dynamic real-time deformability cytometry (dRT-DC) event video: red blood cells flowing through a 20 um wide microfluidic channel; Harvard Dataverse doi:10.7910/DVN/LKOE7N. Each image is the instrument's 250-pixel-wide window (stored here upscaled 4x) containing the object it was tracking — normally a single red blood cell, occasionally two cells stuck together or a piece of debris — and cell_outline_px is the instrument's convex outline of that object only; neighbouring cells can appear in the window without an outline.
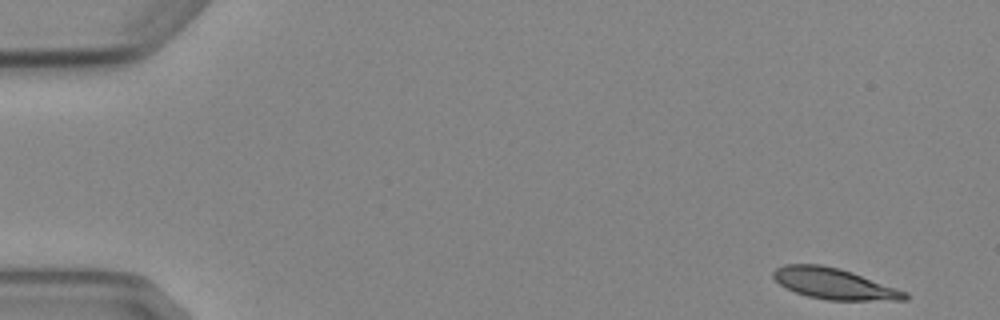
{"species": "Egyptian fruit bat (a non-hibernating species)", "species_latin": "Rousettus aegyptiacus", "temperature_condition": "cold", "stored_images_in_passage": 6, "camera_frame_rate_fps": 3000, "um_per_image_px": 0.085, "animal": {"sex": "female"}, "frame": {"image": 1, "passage_image": 1, "time_ms": 0.0, "image_size_px": [1000, 320], "cell_outline_px": [[908, 300], [828, 300], [808, 296], [796, 292], [780, 284], [772, 276], [772, 272], [776, 268], [784, 264], [820, 264], [840, 268], [852, 272], [908, 292]], "centroid_in_image_um": [70.91, 24.11], "position_along_channel_um": 14.1, "area_um2": 23.64}}
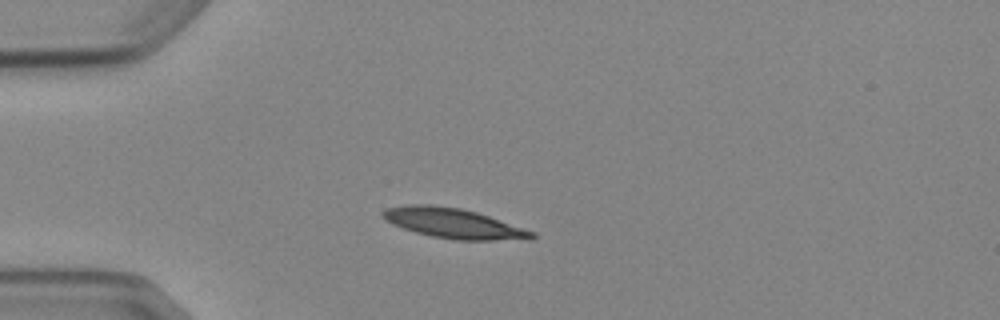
{"frame": {"image": 2, "passage_image": 4, "time_ms": 3.667, "image_size_px": [1000, 320], "cell_outline_px": [[536, 236], [532, 240], [456, 240], [432, 236], [416, 232], [404, 228], [384, 220], [380, 212], [384, 208], [408, 204], [432, 204], [460, 208], [476, 212], [536, 232]], "centroid_in_image_um": [38.55, 18.98], "position_along_channel_um": 46.4, "area_um2": 26.18}}
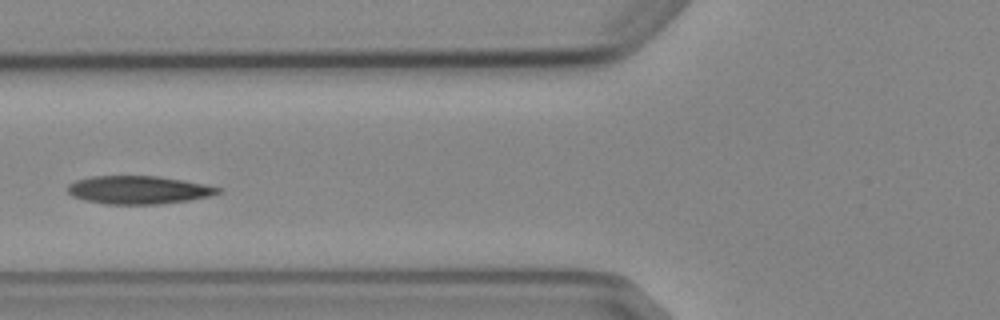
{"frame": {"image": 3, "passage_image": 6, "time_ms": 6.0, "image_size_px": [1000, 320], "cell_outline_px": [[224, 192], [212, 196], [188, 200], [160, 204], [108, 204], [84, 200], [72, 196], [68, 192], [68, 184], [76, 180], [92, 176], [160, 176], [204, 184], [224, 188]], "centroid_in_image_um": [11.82, 16.14], "position_along_channel_um": 114.0, "area_um2": 24.8}}